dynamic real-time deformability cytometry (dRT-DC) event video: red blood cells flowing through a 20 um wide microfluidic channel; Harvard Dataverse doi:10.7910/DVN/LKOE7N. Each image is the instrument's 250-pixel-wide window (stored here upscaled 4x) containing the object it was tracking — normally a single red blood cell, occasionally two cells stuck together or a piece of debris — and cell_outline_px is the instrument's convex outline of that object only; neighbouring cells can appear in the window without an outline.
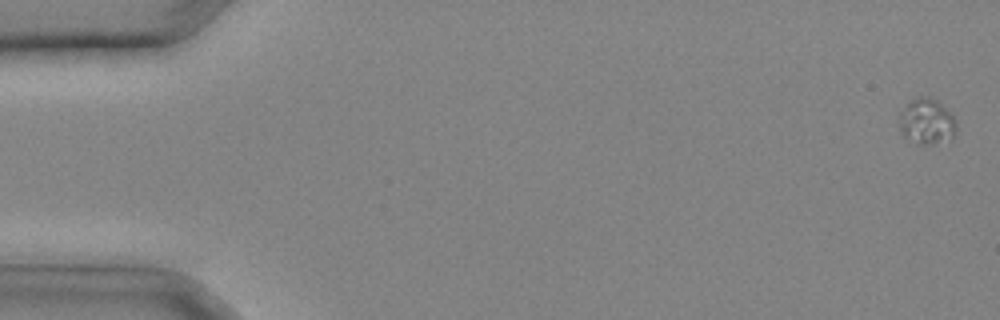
{"species": "common noctule bat (a hibernating species)", "species_latin": "Nyctalus noctula", "temperature_condition": "cold", "stored_images_in_passage": 32, "camera_frame_rate_fps": 3000, "um_per_image_px": 0.085, "animal": {"sex": "male", "body_mass_g": 20.4}, "frame": {"image": 1, "passage_image": 1, "time_ms": 0.0, "image_size_px": [1000, 320], "cell_outline_px": [[956, 128], [952, 136], [936, 144], [920, 144], [904, 136], [900, 128], [900, 112], [912, 100], [920, 96], [924, 96], [936, 100], [956, 120]], "centroid_in_image_um": [78.76, 10.33], "position_along_channel_um": 6.2, "area_um2": 14.62}}
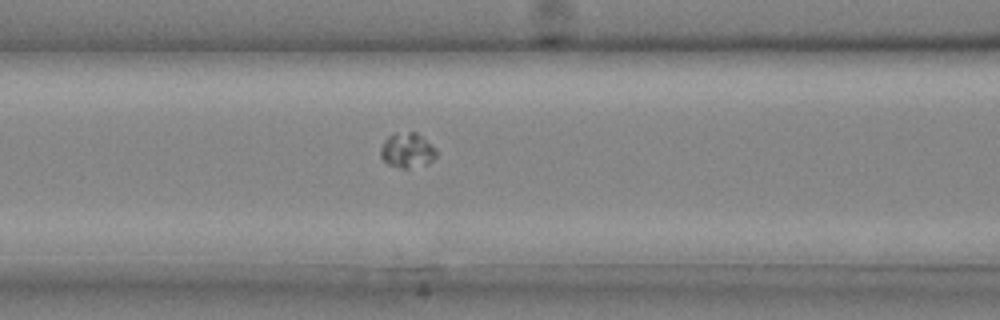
{"frame": {"image": 2, "passage_image": 15, "time_ms": 4.667, "image_size_px": [1000, 320], "cell_outline_px": [[436, 156], [428, 164], [408, 168], [400, 168], [388, 164], [380, 156], [380, 148], [384, 140], [392, 132], [416, 132], [424, 136], [436, 148]], "centroid_in_image_um": [34.62, 12.75], "position_along_channel_um": 132.0, "area_um2": 11.62}}
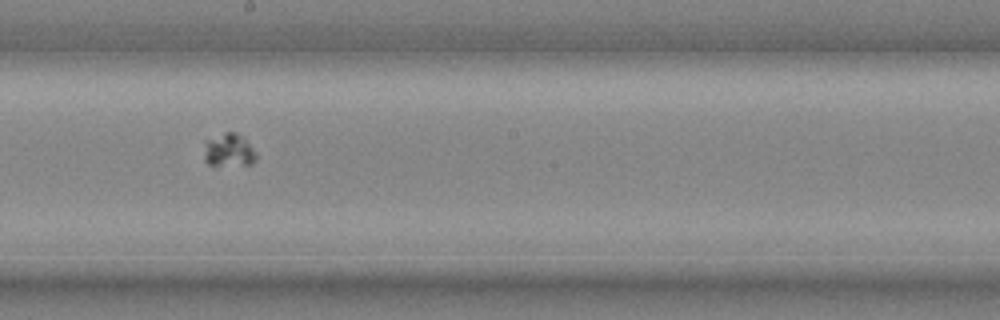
{"frame": {"image": 3, "passage_image": 20, "time_ms": 6.333, "image_size_px": [1000, 320], "cell_outline_px": [[256, 160], [252, 164], [208, 164], [204, 160], [204, 140], [224, 132], [236, 132], [244, 136], [252, 148], [256, 156]], "centroid_in_image_um": [19.42, 12.72], "position_along_channel_um": 228.8, "area_um2": 10.06}}